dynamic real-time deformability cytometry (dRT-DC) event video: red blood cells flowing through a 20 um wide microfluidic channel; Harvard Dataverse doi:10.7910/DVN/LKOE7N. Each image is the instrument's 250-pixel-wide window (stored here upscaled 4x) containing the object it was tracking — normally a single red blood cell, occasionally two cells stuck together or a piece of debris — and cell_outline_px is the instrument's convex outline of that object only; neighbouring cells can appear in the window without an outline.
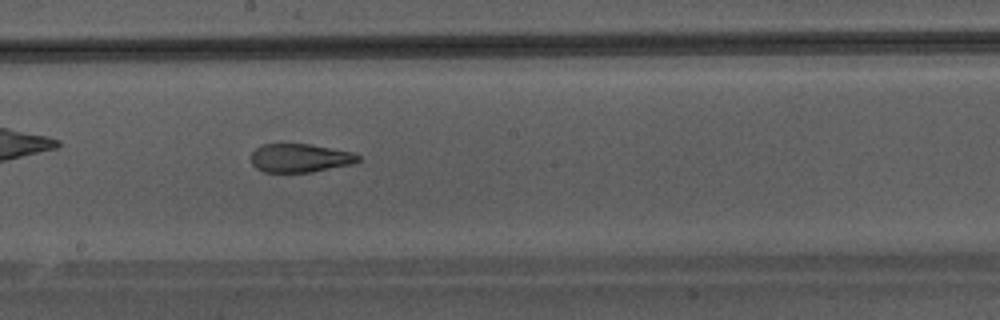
{"species": "Egyptian fruit bat (a non-hibernating species)", "species_latin": "Rousettus aegyptiacus", "temperature_condition": "warm", "stored_images_in_passage": 48, "camera_frame_rate_fps": 3000, "um_per_image_px": 0.085, "animal": {"sex": "male"}, "frame": {"image": 1, "passage_image": 28, "time_ms": 9.0, "image_size_px": [1000, 320], "cell_outline_px": [[360, 160], [352, 164], [312, 172], [264, 172], [256, 168], [252, 164], [252, 152], [260, 144], [308, 144], [352, 152], [360, 156]], "centroid_in_image_um": [25.49, 13.43], "position_along_channel_um": 222.7, "area_um2": 17.74}}